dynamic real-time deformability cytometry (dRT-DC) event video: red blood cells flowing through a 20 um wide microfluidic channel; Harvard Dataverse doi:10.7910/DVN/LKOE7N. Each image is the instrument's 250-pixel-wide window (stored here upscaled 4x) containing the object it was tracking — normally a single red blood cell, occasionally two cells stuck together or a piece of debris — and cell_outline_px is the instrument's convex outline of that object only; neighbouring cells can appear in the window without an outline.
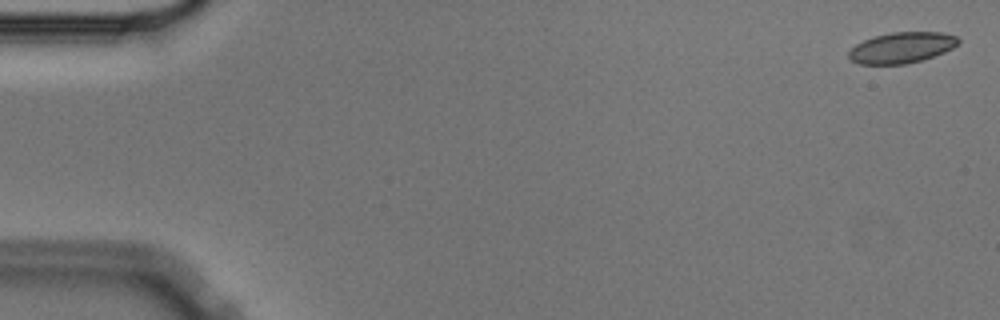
{"species": "Egyptian fruit bat (a non-hibernating species)", "species_latin": "Rousettus aegyptiacus", "temperature_condition": "cold", "stored_images_in_passage": 57, "camera_frame_rate_fps": 3000, "um_per_image_px": 0.085, "animal": {"sex": "male"}, "frame": {"image": 1, "passage_image": 2, "time_ms": 0.333, "image_size_px": [1000, 320], "cell_outline_px": [[960, 40], [952, 48], [944, 52], [924, 60], [904, 64], [860, 64], [848, 60], [848, 52], [856, 44], [864, 40], [876, 36], [892, 32], [940, 32], [956, 36]], "centroid_in_image_um": [76.62, 4.06], "position_along_channel_um": 8.4, "area_um2": 19.65}}
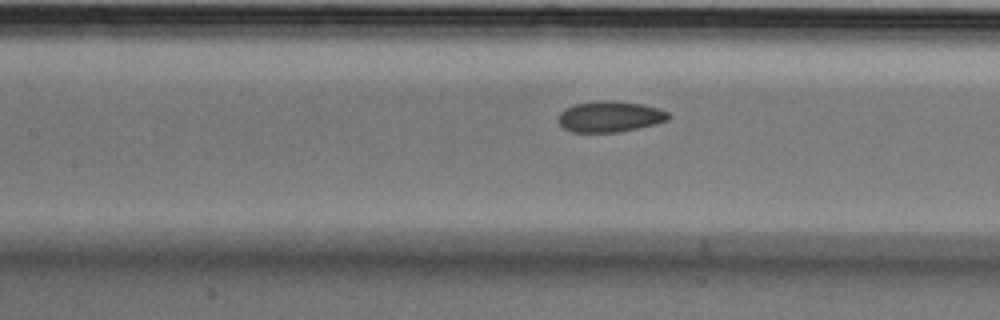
{"frame": {"image": 2, "passage_image": 26, "time_ms": 8.333, "image_size_px": [1000, 320], "cell_outline_px": [[672, 116], [668, 120], [656, 124], [616, 132], [572, 132], [564, 128], [556, 120], [560, 112], [564, 108], [572, 104], [604, 100], [612, 100], [644, 104], [660, 108], [668, 112]], "centroid_in_image_um": [51.84, 9.89], "position_along_channel_um": 155.6, "area_um2": 20.11}}
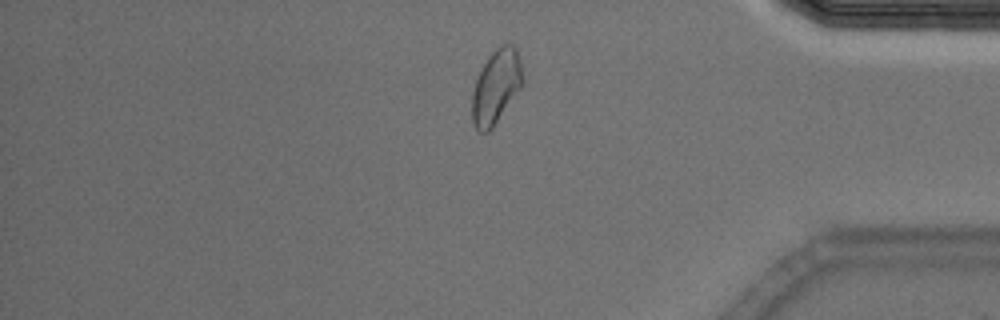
{"frame": {"image": 3, "passage_image": 48, "time_ms": 15.667, "image_size_px": [1000, 320], "cell_outline_px": [[524, 84], [492, 128], [488, 132], [480, 132], [476, 128], [472, 120], [472, 92], [476, 80], [488, 56], [500, 44], [512, 44], [516, 48], [520, 60], [524, 80]], "centroid_in_image_um": [42.18, 7.35], "position_along_channel_um": 393.0, "area_um2": 21.79}, "authors_computed_cell_mechanics": {"area_um2": 20.519, "velocity_mm_per_s": 3.5589, "shape_relaxation_time_tau1_ms": 7.7529, "shape_relaxation_time_tau2_ms": 1.9045, "deformation_change_tau1": 0.1162, "deformation_change_tau2": 0.0508}}